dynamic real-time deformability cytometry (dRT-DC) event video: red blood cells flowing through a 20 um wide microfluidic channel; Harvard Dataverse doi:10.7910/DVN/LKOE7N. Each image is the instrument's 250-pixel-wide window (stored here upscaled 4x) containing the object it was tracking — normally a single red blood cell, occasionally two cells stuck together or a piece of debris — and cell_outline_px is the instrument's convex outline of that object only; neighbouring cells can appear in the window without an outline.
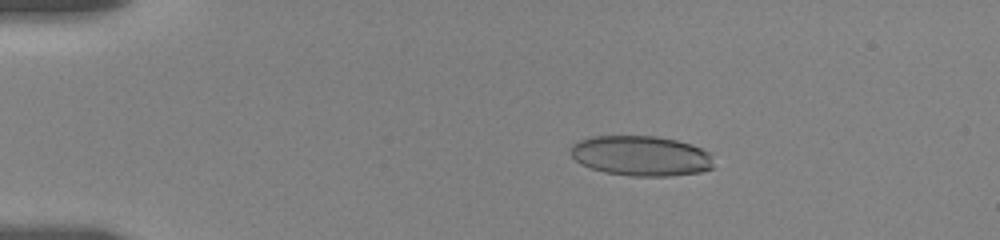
{"species": "human", "species_latin": "Homo sapiens", "temperature_condition": "room temperature", "stored_images_in_passage": 92, "camera_frame_rate_fps": 3000, "um_per_image_px": 0.085, "donor": {"sex": "female"}, "frame": {"image": 1, "passage_image": 12, "time_ms": 3.0, "image_size_px": [1000, 240], "cell_outline_px": [[712, 168], [700, 172], [668, 176], [632, 176], [604, 172], [580, 164], [572, 156], [568, 148], [572, 144], [580, 140], [592, 136], [656, 136], [676, 140], [692, 144], [708, 152], [712, 156]], "centroid_in_image_um": [54.46, 13.24], "position_along_channel_um": 30.5, "area_um2": 33.52}}
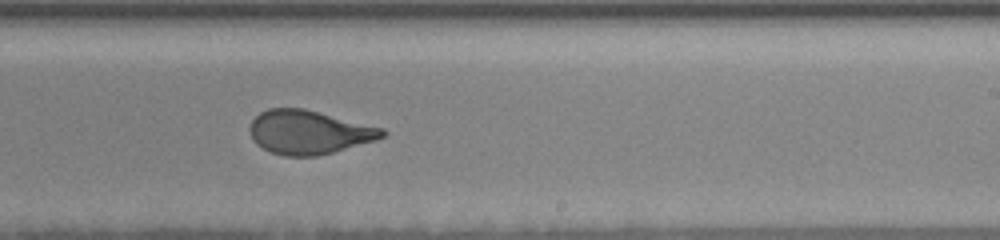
{"frame": {"image": 2, "passage_image": 49, "time_ms": 11.333, "image_size_px": [1000, 240], "cell_outline_px": [[388, 132], [384, 136], [376, 140], [332, 152], [316, 156], [284, 156], [272, 152], [256, 144], [252, 140], [248, 128], [252, 120], [260, 112], [268, 108], [304, 108], [384, 128]], "centroid_in_image_um": [26.24, 11.23], "position_along_channel_um": 262.8, "area_um2": 33.87}}
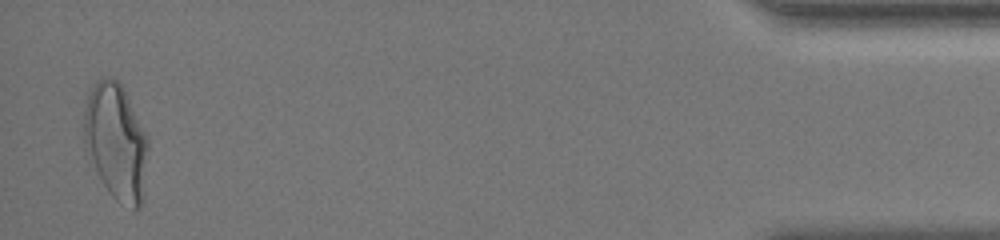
{"frame": {"image": 3, "passage_image": 90, "time_ms": 18.0, "image_size_px": [1000, 240], "cell_outline_px": [[148, 148], [140, 208], [132, 208], [120, 204], [108, 192], [84, 148], [84, 112], [88, 92], [96, 80], [104, 76], [112, 76], [124, 88], [148, 136]], "centroid_in_image_um": [9.85, 11.99], "position_along_channel_um": 425.4, "area_um2": 43.47}, "authors_computed_cell_mechanics": {"area_um2": 34.5644, "velocity_mm_per_s": 3.5518, "shape_relaxation_time_tau1_ms": 5.3005, "shape_relaxation_time_tau2_ms": 0.7476, "deformation_change_tau1": 0.1838, "deformation_change_tau2": 0.0671}}